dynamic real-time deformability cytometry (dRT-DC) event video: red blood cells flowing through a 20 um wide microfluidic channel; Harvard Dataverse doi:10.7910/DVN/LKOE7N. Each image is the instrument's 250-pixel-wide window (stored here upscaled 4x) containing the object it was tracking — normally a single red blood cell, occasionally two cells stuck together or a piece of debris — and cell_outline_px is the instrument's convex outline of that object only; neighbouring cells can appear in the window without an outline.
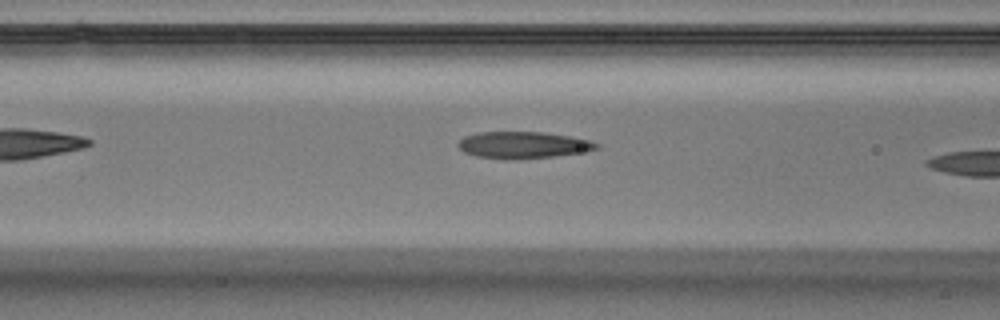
{"species": "Egyptian fruit bat (a non-hibernating species)", "species_latin": "Rousettus aegyptiacus", "temperature_condition": "warm", "stored_images_in_passage": 9, "camera_frame_rate_fps": 3000, "um_per_image_px": 0.085, "animal": {"sex": "male"}, "frame": {"image": 1, "passage_image": 8, "time_ms": 2.333, "image_size_px": [1000, 320], "cell_outline_px": [[600, 148], [552, 156], [508, 160], [504, 160], [476, 156], [464, 152], [456, 144], [464, 136], [480, 132], [544, 132], [568, 136], [588, 140], [600, 144]], "centroid_in_image_um": [44.39, 12.32], "position_along_channel_um": 122.2, "area_um2": 21.33}}